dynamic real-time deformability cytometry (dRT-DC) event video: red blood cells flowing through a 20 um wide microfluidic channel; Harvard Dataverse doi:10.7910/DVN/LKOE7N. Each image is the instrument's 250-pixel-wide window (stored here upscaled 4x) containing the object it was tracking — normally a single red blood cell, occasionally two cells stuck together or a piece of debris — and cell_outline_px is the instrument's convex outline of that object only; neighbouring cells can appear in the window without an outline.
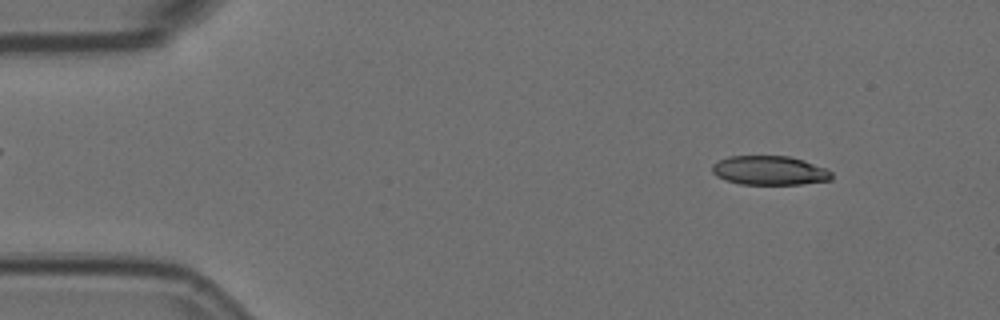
{"species": "Egyptian fruit bat (a non-hibernating species)", "species_latin": "Rousettus aegyptiacus", "temperature_condition": "room temperature", "stored_images_in_passage": 3, "camera_frame_rate_fps": 3000, "um_per_image_px": 0.085, "animal": {"sex": "female"}, "frame": {"image": 1, "passage_image": 1, "time_ms": 0.0, "image_size_px": [1000, 320], "cell_outline_px": [[832, 180], [800, 184], [740, 184], [724, 180], [716, 176], [712, 172], [712, 164], [716, 160], [728, 156], [788, 156], [804, 160], [824, 168], [832, 172]], "centroid_in_image_um": [65.37, 14.49], "position_along_channel_um": 19.6, "area_um2": 20.4}}